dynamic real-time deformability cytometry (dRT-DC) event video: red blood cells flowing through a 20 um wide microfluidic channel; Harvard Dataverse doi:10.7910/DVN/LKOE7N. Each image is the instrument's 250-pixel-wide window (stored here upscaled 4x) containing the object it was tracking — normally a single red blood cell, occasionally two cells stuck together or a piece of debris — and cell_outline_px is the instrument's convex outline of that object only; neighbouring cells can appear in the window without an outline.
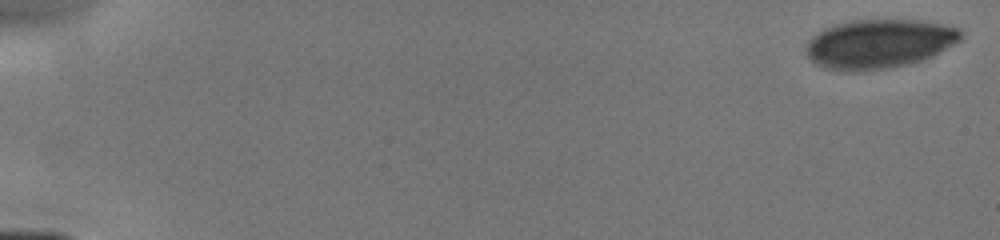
{"species": "human", "species_latin": "Homo sapiens", "temperature_condition": "cold", "stored_images_in_passage": 13, "camera_frame_rate_fps": 3000, "um_per_image_px": 0.085, "donor": {"sex": "male"}, "frame": {"image": 1, "passage_image": 1, "time_ms": 0.0, "image_size_px": [1000, 240], "cell_outline_px": [[964, 36], [960, 40], [932, 56], [908, 64], [892, 68], [824, 68], [816, 64], [808, 56], [808, 40], [812, 36], [832, 24], [852, 20], [920, 20], [960, 28]], "centroid_in_image_um": [74.77, 3.67], "position_along_channel_um": 10.2, "area_um2": 43.23}}
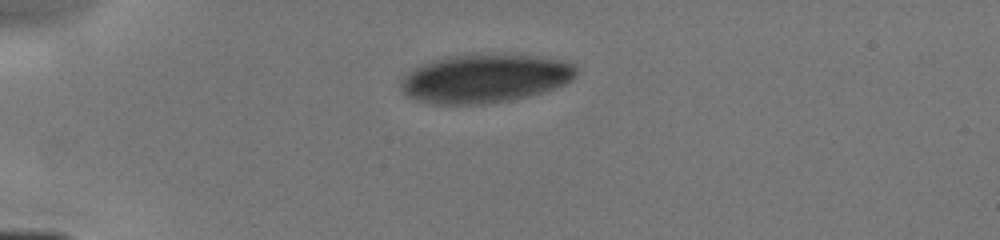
{"frame": {"image": 2, "passage_image": 9, "time_ms": 4.0, "image_size_px": [1000, 240], "cell_outline_px": [[580, 72], [572, 80], [556, 88], [528, 96], [508, 100], [480, 104], [432, 104], [416, 100], [408, 96], [400, 88], [400, 84], [404, 76], [408, 72], [432, 60], [448, 56], [536, 56], [564, 60], [576, 64]], "centroid_in_image_um": [41.26, 6.69], "position_along_channel_um": 43.7, "area_um2": 49.07}}
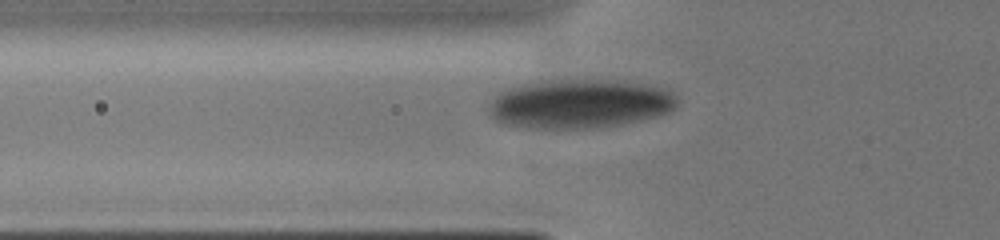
{"frame": {"image": 3, "passage_image": 12, "time_ms": 5.667, "image_size_px": [1000, 240], "cell_outline_px": [[680, 100], [676, 108], [668, 112], [656, 116], [640, 120], [620, 124], [596, 128], [516, 128], [504, 124], [496, 120], [488, 112], [488, 108], [496, 92], [508, 88], [524, 84], [552, 80], [616, 80], [644, 84], [668, 88]], "centroid_in_image_um": [49.28, 8.83], "position_along_channel_um": 76.5, "area_um2": 54.27}}